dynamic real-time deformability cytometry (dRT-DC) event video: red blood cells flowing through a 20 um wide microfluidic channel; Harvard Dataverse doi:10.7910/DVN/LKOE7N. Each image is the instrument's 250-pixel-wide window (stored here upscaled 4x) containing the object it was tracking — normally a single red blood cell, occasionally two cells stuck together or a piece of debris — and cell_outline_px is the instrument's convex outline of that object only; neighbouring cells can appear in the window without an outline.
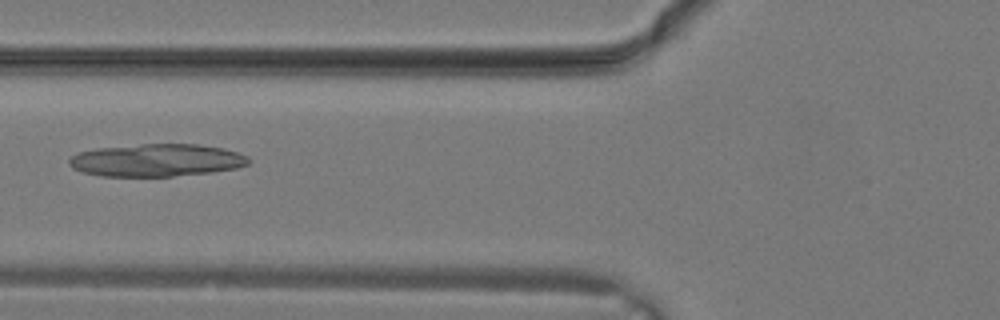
{"species": "common noctule bat (a hibernating species)", "species_latin": "Nyctalus noctula", "temperature_condition": "warm", "stored_images_in_passage": 4, "camera_frame_rate_fps": 3000, "um_per_image_px": 0.085, "animal": {"sex": "male", "body_mass_g": 19.2, "forearm_length_mm": 51.8}, "frame": {"image": 1, "passage_image": 3, "time_ms": 0.667, "image_size_px": [1000, 320], "cell_outline_px": [[252, 160], [248, 164], [236, 168], [212, 172], [172, 176], [100, 176], [84, 172], [72, 168], [68, 164], [68, 160], [72, 156], [80, 152], [96, 148], [140, 144], [196, 144], [220, 148], [236, 152], [248, 156]], "centroid_in_image_um": [13.3, 13.62], "position_along_channel_um": 112.5, "area_um2": 33.99}}